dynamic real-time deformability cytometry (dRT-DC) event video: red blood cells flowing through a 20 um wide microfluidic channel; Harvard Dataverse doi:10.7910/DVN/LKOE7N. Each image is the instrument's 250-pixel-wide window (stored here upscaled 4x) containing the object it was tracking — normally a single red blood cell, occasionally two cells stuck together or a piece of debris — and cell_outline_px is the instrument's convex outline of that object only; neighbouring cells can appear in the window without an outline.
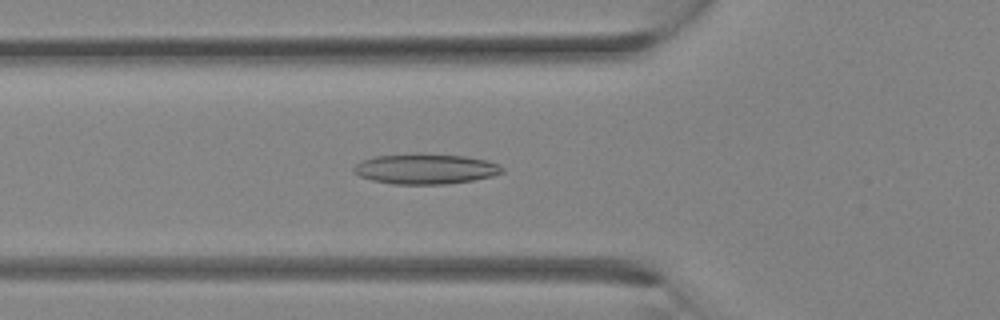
{"species": "Egyptian fruit bat (a non-hibernating species)", "species_latin": "Rousettus aegyptiacus", "temperature_condition": "room temperature", "stored_images_in_passage": 33, "camera_frame_rate_fps": 3000, "um_per_image_px": 0.085, "animal": {"sex": "female"}, "frame": {"image": 1, "passage_image": 11, "time_ms": 3.333, "image_size_px": [1000, 320], "cell_outline_px": [[504, 172], [492, 176], [472, 180], [448, 184], [392, 184], [372, 180], [360, 176], [352, 168], [356, 164], [364, 160], [376, 156], [420, 152], [464, 156], [484, 160], [500, 164], [504, 168]], "centroid_in_image_um": [36.19, 14.34], "position_along_channel_um": 89.6, "area_um2": 26.36}}
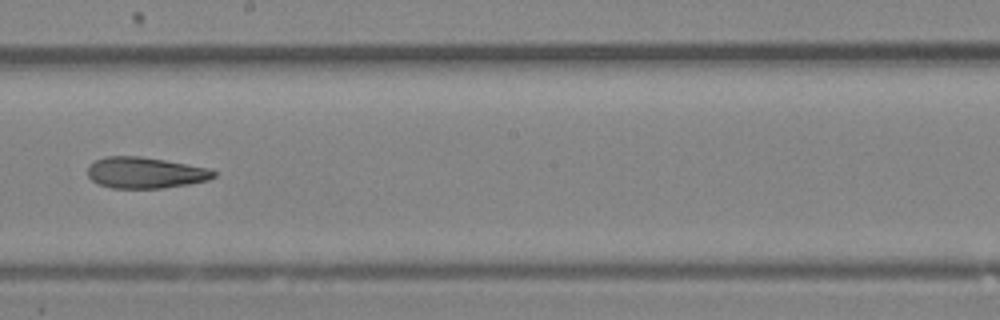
{"frame": {"image": 2, "passage_image": 18, "time_ms": 5.667, "image_size_px": [1000, 320], "cell_outline_px": [[216, 176], [208, 180], [188, 184], [164, 188], [112, 188], [96, 184], [88, 176], [88, 164], [104, 156], [140, 156], [164, 160], [208, 168], [216, 172]], "centroid_in_image_um": [12.31, 14.68], "position_along_channel_um": 235.9, "area_um2": 22.95}}
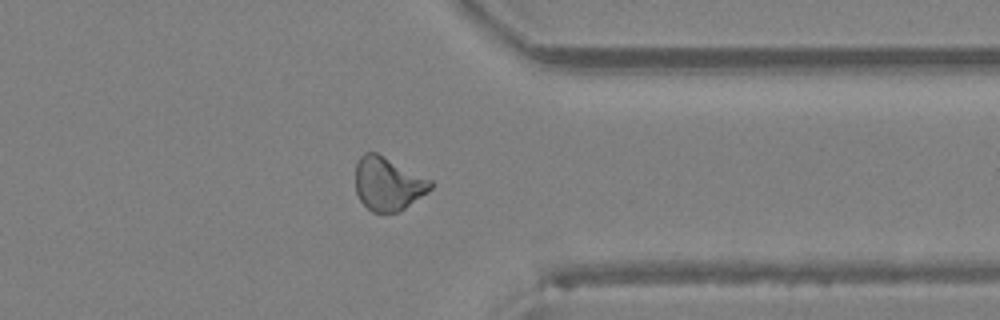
{"frame": {"image": 3, "passage_image": 25, "time_ms": 8.0, "image_size_px": [1000, 320], "cell_outline_px": [[432, 188], [428, 192], [404, 208], [396, 212], [372, 212], [360, 200], [356, 192], [356, 164], [360, 156], [364, 152], [376, 152], [432, 180]], "centroid_in_image_um": [32.97, 15.61], "position_along_channel_um": 378.4, "area_um2": 23.18}}